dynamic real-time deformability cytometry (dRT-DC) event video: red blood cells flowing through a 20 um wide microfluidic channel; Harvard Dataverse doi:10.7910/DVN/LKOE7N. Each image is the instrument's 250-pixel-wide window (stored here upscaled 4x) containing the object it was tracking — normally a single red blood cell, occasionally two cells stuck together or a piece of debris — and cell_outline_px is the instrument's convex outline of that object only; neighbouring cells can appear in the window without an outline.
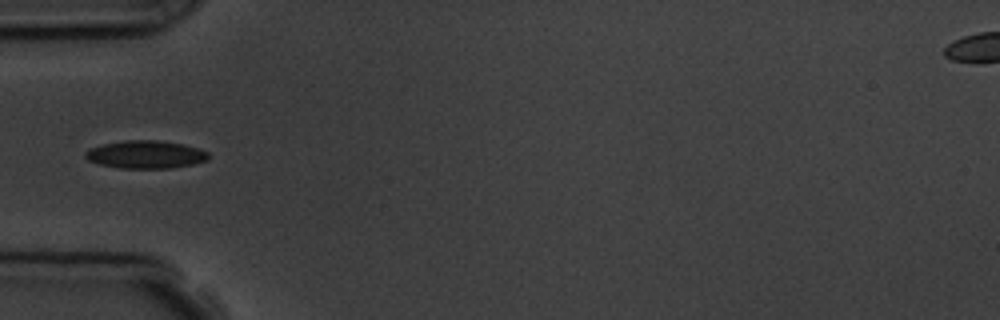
{"species": "common noctule bat (a hibernating species)", "species_latin": "Nyctalus noctula", "temperature_condition": "room temperature", "stored_images_in_passage": 6, "camera_frame_rate_fps": 3000, "um_per_image_px": 0.085, "animal": {"sex": "male", "body_mass_g": 19.5, "forearm_length_mm": 54.6}, "frame": {"image": 1, "passage_image": 5, "time_ms": 4.667, "image_size_px": [1000, 320], "cell_outline_px": [[208, 160], [192, 164], [172, 168], [120, 168], [100, 164], [88, 160], [84, 156], [84, 152], [88, 148], [104, 144], [128, 140], [156, 140], [180, 144], [196, 148], [208, 152]], "centroid_in_image_um": [12.34, 13.14], "position_along_channel_um": 72.7, "area_um2": 19.77}}